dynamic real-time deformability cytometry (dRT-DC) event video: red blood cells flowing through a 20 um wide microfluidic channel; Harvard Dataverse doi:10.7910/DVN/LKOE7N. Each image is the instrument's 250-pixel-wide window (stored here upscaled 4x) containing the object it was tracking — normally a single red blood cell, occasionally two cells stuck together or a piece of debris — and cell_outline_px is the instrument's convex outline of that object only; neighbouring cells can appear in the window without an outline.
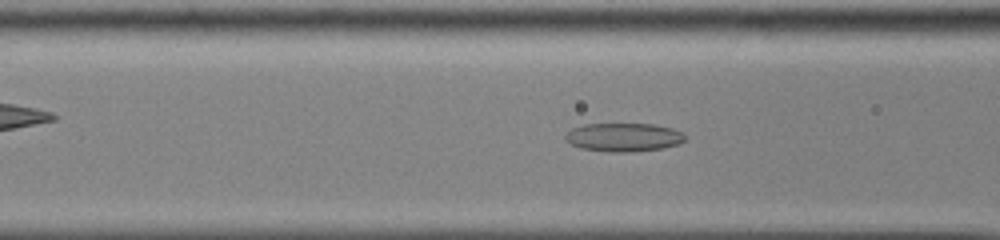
{"species": "common noctule bat (a hibernating species)", "species_latin": "Nyctalus noctula", "temperature_condition": "cold", "stored_images_in_passage": 54, "segment_of_instrument_passage": [1, 2], "camera_frame_rate_fps": 3000, "um_per_image_px": 0.085, "animal": {"sex": "male", "body_mass_g": 13.0, "forearm_length_mm": 53.1}, "frame": {"image": 1, "passage_image": 23, "time_ms": 7.333, "image_size_px": [1000, 240], "cell_outline_px": [[684, 140], [680, 144], [664, 148], [632, 152], [608, 152], [580, 148], [564, 140], [564, 136], [572, 128], [584, 124], [652, 124], [672, 128], [680, 132], [684, 136]], "centroid_in_image_um": [52.98, 11.67], "position_along_channel_um": 113.6, "area_um2": 19.94}}
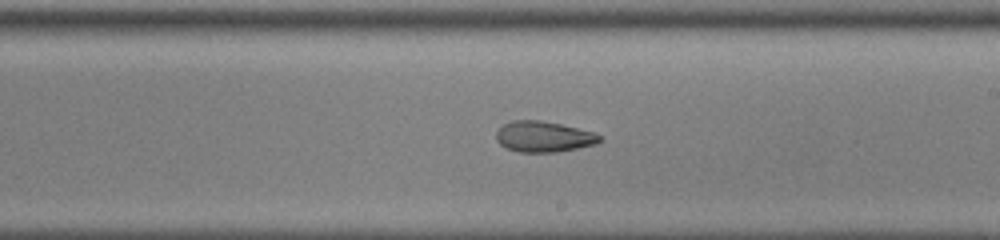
{"frame": {"image": 2, "passage_image": 33, "time_ms": 10.667, "image_size_px": [1000, 240], "cell_outline_px": [[604, 140], [596, 144], [556, 152], [520, 152], [508, 148], [500, 144], [496, 140], [496, 132], [504, 124], [512, 120], [540, 120], [560, 124], [592, 132], [600, 136]], "centroid_in_image_um": [46.2, 11.61], "position_along_channel_um": 242.8, "area_um2": 18.38}}
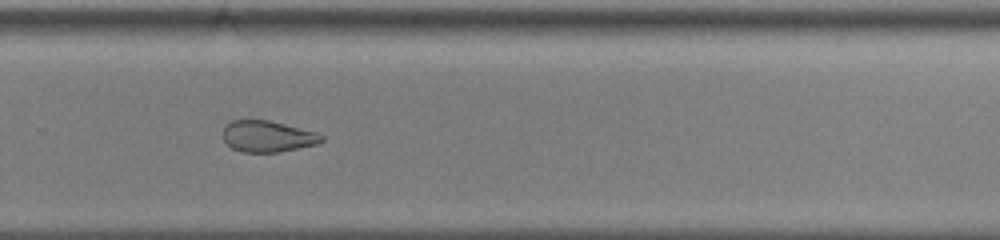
{"frame": {"image": 3, "passage_image": 38, "time_ms": 12.333, "image_size_px": [1000, 240], "cell_outline_px": [[324, 140], [316, 144], [280, 152], [240, 152], [232, 148], [224, 140], [224, 128], [232, 120], [268, 120], [316, 132], [324, 136]], "centroid_in_image_um": [22.75, 11.6], "position_along_channel_um": 307.0, "area_um2": 17.8}}